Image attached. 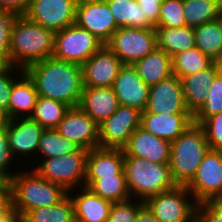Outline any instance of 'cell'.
<instances>
[{"instance_id":"1","label":"cell","mask_w":222,"mask_h":222,"mask_svg":"<svg viewBox=\"0 0 222 222\" xmlns=\"http://www.w3.org/2000/svg\"><path fill=\"white\" fill-rule=\"evenodd\" d=\"M25 72L33 80L38 96L78 107L83 91L82 66L54 56L29 65Z\"/></svg>"},{"instance_id":"2","label":"cell","mask_w":222,"mask_h":222,"mask_svg":"<svg viewBox=\"0 0 222 222\" xmlns=\"http://www.w3.org/2000/svg\"><path fill=\"white\" fill-rule=\"evenodd\" d=\"M55 32L31 21L27 16H16L10 37V62L19 69L52 56ZM20 63V64H19Z\"/></svg>"},{"instance_id":"3","label":"cell","mask_w":222,"mask_h":222,"mask_svg":"<svg viewBox=\"0 0 222 222\" xmlns=\"http://www.w3.org/2000/svg\"><path fill=\"white\" fill-rule=\"evenodd\" d=\"M9 182L13 209L22 216L32 209L56 205L68 195L62 185L46 180L35 170L15 173Z\"/></svg>"},{"instance_id":"4","label":"cell","mask_w":222,"mask_h":222,"mask_svg":"<svg viewBox=\"0 0 222 222\" xmlns=\"http://www.w3.org/2000/svg\"><path fill=\"white\" fill-rule=\"evenodd\" d=\"M209 149L203 128L196 123H191L171 142L169 166L173 181L178 186H186L193 179Z\"/></svg>"},{"instance_id":"5","label":"cell","mask_w":222,"mask_h":222,"mask_svg":"<svg viewBox=\"0 0 222 222\" xmlns=\"http://www.w3.org/2000/svg\"><path fill=\"white\" fill-rule=\"evenodd\" d=\"M124 174L130 195L146 198L174 189L169 164L150 162L135 156H125Z\"/></svg>"},{"instance_id":"6","label":"cell","mask_w":222,"mask_h":222,"mask_svg":"<svg viewBox=\"0 0 222 222\" xmlns=\"http://www.w3.org/2000/svg\"><path fill=\"white\" fill-rule=\"evenodd\" d=\"M186 186H176L146 198L143 202L158 222H197L198 203L187 201Z\"/></svg>"},{"instance_id":"7","label":"cell","mask_w":222,"mask_h":222,"mask_svg":"<svg viewBox=\"0 0 222 222\" xmlns=\"http://www.w3.org/2000/svg\"><path fill=\"white\" fill-rule=\"evenodd\" d=\"M106 45L123 65H134L157 48L155 28H118Z\"/></svg>"},{"instance_id":"8","label":"cell","mask_w":222,"mask_h":222,"mask_svg":"<svg viewBox=\"0 0 222 222\" xmlns=\"http://www.w3.org/2000/svg\"><path fill=\"white\" fill-rule=\"evenodd\" d=\"M104 44L76 23L55 32V58L82 66Z\"/></svg>"},{"instance_id":"9","label":"cell","mask_w":222,"mask_h":222,"mask_svg":"<svg viewBox=\"0 0 222 222\" xmlns=\"http://www.w3.org/2000/svg\"><path fill=\"white\" fill-rule=\"evenodd\" d=\"M88 150L80 148L77 152L44 160L34 170L46 180L62 185L70 192L86 176Z\"/></svg>"},{"instance_id":"10","label":"cell","mask_w":222,"mask_h":222,"mask_svg":"<svg viewBox=\"0 0 222 222\" xmlns=\"http://www.w3.org/2000/svg\"><path fill=\"white\" fill-rule=\"evenodd\" d=\"M186 187L198 204L222 199V151L209 149Z\"/></svg>"},{"instance_id":"11","label":"cell","mask_w":222,"mask_h":222,"mask_svg":"<svg viewBox=\"0 0 222 222\" xmlns=\"http://www.w3.org/2000/svg\"><path fill=\"white\" fill-rule=\"evenodd\" d=\"M142 111L119 105L118 109L99 124L100 147L123 149L130 136L140 127Z\"/></svg>"},{"instance_id":"12","label":"cell","mask_w":222,"mask_h":222,"mask_svg":"<svg viewBox=\"0 0 222 222\" xmlns=\"http://www.w3.org/2000/svg\"><path fill=\"white\" fill-rule=\"evenodd\" d=\"M78 0H31L25 16L54 32L76 22Z\"/></svg>"},{"instance_id":"13","label":"cell","mask_w":222,"mask_h":222,"mask_svg":"<svg viewBox=\"0 0 222 222\" xmlns=\"http://www.w3.org/2000/svg\"><path fill=\"white\" fill-rule=\"evenodd\" d=\"M75 23L87 29L104 45L118 29L106 0H78Z\"/></svg>"},{"instance_id":"14","label":"cell","mask_w":222,"mask_h":222,"mask_svg":"<svg viewBox=\"0 0 222 222\" xmlns=\"http://www.w3.org/2000/svg\"><path fill=\"white\" fill-rule=\"evenodd\" d=\"M55 129L82 149L100 146L99 125L79 106L69 108Z\"/></svg>"},{"instance_id":"15","label":"cell","mask_w":222,"mask_h":222,"mask_svg":"<svg viewBox=\"0 0 222 222\" xmlns=\"http://www.w3.org/2000/svg\"><path fill=\"white\" fill-rule=\"evenodd\" d=\"M145 111L167 115L190 113L185 104L181 79L173 74L169 78L151 85Z\"/></svg>"},{"instance_id":"16","label":"cell","mask_w":222,"mask_h":222,"mask_svg":"<svg viewBox=\"0 0 222 222\" xmlns=\"http://www.w3.org/2000/svg\"><path fill=\"white\" fill-rule=\"evenodd\" d=\"M123 149L96 147L88 150L86 159V176L84 185L81 187L89 188L96 180L125 176L124 174Z\"/></svg>"},{"instance_id":"17","label":"cell","mask_w":222,"mask_h":222,"mask_svg":"<svg viewBox=\"0 0 222 222\" xmlns=\"http://www.w3.org/2000/svg\"><path fill=\"white\" fill-rule=\"evenodd\" d=\"M120 59L103 45L83 65V84L91 87H112L119 70Z\"/></svg>"},{"instance_id":"18","label":"cell","mask_w":222,"mask_h":222,"mask_svg":"<svg viewBox=\"0 0 222 222\" xmlns=\"http://www.w3.org/2000/svg\"><path fill=\"white\" fill-rule=\"evenodd\" d=\"M112 88L118 98L119 105L145 111L150 86L142 80L133 65L121 67Z\"/></svg>"},{"instance_id":"19","label":"cell","mask_w":222,"mask_h":222,"mask_svg":"<svg viewBox=\"0 0 222 222\" xmlns=\"http://www.w3.org/2000/svg\"><path fill=\"white\" fill-rule=\"evenodd\" d=\"M123 151L125 156H135L150 162L169 164L171 142L154 136L140 126L130 136Z\"/></svg>"},{"instance_id":"20","label":"cell","mask_w":222,"mask_h":222,"mask_svg":"<svg viewBox=\"0 0 222 222\" xmlns=\"http://www.w3.org/2000/svg\"><path fill=\"white\" fill-rule=\"evenodd\" d=\"M44 129L30 117L10 119L5 127V140L10 147L12 156L17 153L25 155L31 154L34 150L38 151L39 139Z\"/></svg>"},{"instance_id":"21","label":"cell","mask_w":222,"mask_h":222,"mask_svg":"<svg viewBox=\"0 0 222 222\" xmlns=\"http://www.w3.org/2000/svg\"><path fill=\"white\" fill-rule=\"evenodd\" d=\"M193 123L191 113H149L142 112L140 126L154 136L169 142L175 141Z\"/></svg>"},{"instance_id":"22","label":"cell","mask_w":222,"mask_h":222,"mask_svg":"<svg viewBox=\"0 0 222 222\" xmlns=\"http://www.w3.org/2000/svg\"><path fill=\"white\" fill-rule=\"evenodd\" d=\"M222 70V63L214 62L209 68L181 78L187 109L194 115L207 99L209 86Z\"/></svg>"},{"instance_id":"23","label":"cell","mask_w":222,"mask_h":222,"mask_svg":"<svg viewBox=\"0 0 222 222\" xmlns=\"http://www.w3.org/2000/svg\"><path fill=\"white\" fill-rule=\"evenodd\" d=\"M79 107L99 125L118 109L119 102L112 87L84 86Z\"/></svg>"},{"instance_id":"24","label":"cell","mask_w":222,"mask_h":222,"mask_svg":"<svg viewBox=\"0 0 222 222\" xmlns=\"http://www.w3.org/2000/svg\"><path fill=\"white\" fill-rule=\"evenodd\" d=\"M20 70H22V72L20 71L21 80L18 79L19 81L17 80L13 84L8 103L9 120L18 118L20 114L22 116L24 112L23 117H30L33 114L35 104L39 97L33 80L24 69L21 68Z\"/></svg>"},{"instance_id":"25","label":"cell","mask_w":222,"mask_h":222,"mask_svg":"<svg viewBox=\"0 0 222 222\" xmlns=\"http://www.w3.org/2000/svg\"><path fill=\"white\" fill-rule=\"evenodd\" d=\"M82 192L72 197L74 203L75 222H106L112 202L94 194L84 187Z\"/></svg>"},{"instance_id":"26","label":"cell","mask_w":222,"mask_h":222,"mask_svg":"<svg viewBox=\"0 0 222 222\" xmlns=\"http://www.w3.org/2000/svg\"><path fill=\"white\" fill-rule=\"evenodd\" d=\"M142 80L149 86L169 78L172 73L171 56L156 48L133 65Z\"/></svg>"},{"instance_id":"27","label":"cell","mask_w":222,"mask_h":222,"mask_svg":"<svg viewBox=\"0 0 222 222\" xmlns=\"http://www.w3.org/2000/svg\"><path fill=\"white\" fill-rule=\"evenodd\" d=\"M157 48L171 57L196 46L193 27H155Z\"/></svg>"},{"instance_id":"28","label":"cell","mask_w":222,"mask_h":222,"mask_svg":"<svg viewBox=\"0 0 222 222\" xmlns=\"http://www.w3.org/2000/svg\"><path fill=\"white\" fill-rule=\"evenodd\" d=\"M196 47L215 62L222 63V18L194 27Z\"/></svg>"},{"instance_id":"29","label":"cell","mask_w":222,"mask_h":222,"mask_svg":"<svg viewBox=\"0 0 222 222\" xmlns=\"http://www.w3.org/2000/svg\"><path fill=\"white\" fill-rule=\"evenodd\" d=\"M118 28H154L135 0H106Z\"/></svg>"},{"instance_id":"30","label":"cell","mask_w":222,"mask_h":222,"mask_svg":"<svg viewBox=\"0 0 222 222\" xmlns=\"http://www.w3.org/2000/svg\"><path fill=\"white\" fill-rule=\"evenodd\" d=\"M186 26L197 27L221 17V0H183Z\"/></svg>"},{"instance_id":"31","label":"cell","mask_w":222,"mask_h":222,"mask_svg":"<svg viewBox=\"0 0 222 222\" xmlns=\"http://www.w3.org/2000/svg\"><path fill=\"white\" fill-rule=\"evenodd\" d=\"M23 219L26 222H75L73 200L68 194L56 205L28 211Z\"/></svg>"},{"instance_id":"32","label":"cell","mask_w":222,"mask_h":222,"mask_svg":"<svg viewBox=\"0 0 222 222\" xmlns=\"http://www.w3.org/2000/svg\"><path fill=\"white\" fill-rule=\"evenodd\" d=\"M172 73L180 79L183 76L209 68L215 61L203 54L196 46L171 57Z\"/></svg>"},{"instance_id":"33","label":"cell","mask_w":222,"mask_h":222,"mask_svg":"<svg viewBox=\"0 0 222 222\" xmlns=\"http://www.w3.org/2000/svg\"><path fill=\"white\" fill-rule=\"evenodd\" d=\"M69 108L62 102L39 96L30 118L45 129L56 128Z\"/></svg>"},{"instance_id":"34","label":"cell","mask_w":222,"mask_h":222,"mask_svg":"<svg viewBox=\"0 0 222 222\" xmlns=\"http://www.w3.org/2000/svg\"><path fill=\"white\" fill-rule=\"evenodd\" d=\"M80 147L63 137L55 128L44 129L39 139L38 152L47 159L75 153Z\"/></svg>"},{"instance_id":"35","label":"cell","mask_w":222,"mask_h":222,"mask_svg":"<svg viewBox=\"0 0 222 222\" xmlns=\"http://www.w3.org/2000/svg\"><path fill=\"white\" fill-rule=\"evenodd\" d=\"M88 189L112 203L130 200L125 176H114L96 180Z\"/></svg>"},{"instance_id":"36","label":"cell","mask_w":222,"mask_h":222,"mask_svg":"<svg viewBox=\"0 0 222 222\" xmlns=\"http://www.w3.org/2000/svg\"><path fill=\"white\" fill-rule=\"evenodd\" d=\"M222 111V70L216 75L209 86L207 99L193 115V123L201 124L205 119Z\"/></svg>"},{"instance_id":"37","label":"cell","mask_w":222,"mask_h":222,"mask_svg":"<svg viewBox=\"0 0 222 222\" xmlns=\"http://www.w3.org/2000/svg\"><path fill=\"white\" fill-rule=\"evenodd\" d=\"M186 26L183 13V0H164L160 6L159 19L156 27Z\"/></svg>"},{"instance_id":"38","label":"cell","mask_w":222,"mask_h":222,"mask_svg":"<svg viewBox=\"0 0 222 222\" xmlns=\"http://www.w3.org/2000/svg\"><path fill=\"white\" fill-rule=\"evenodd\" d=\"M200 126L203 128L209 148L222 151V111L205 119Z\"/></svg>"},{"instance_id":"39","label":"cell","mask_w":222,"mask_h":222,"mask_svg":"<svg viewBox=\"0 0 222 222\" xmlns=\"http://www.w3.org/2000/svg\"><path fill=\"white\" fill-rule=\"evenodd\" d=\"M139 201L137 204L129 200L112 203L106 222H135L138 209L144 204L142 200Z\"/></svg>"},{"instance_id":"40","label":"cell","mask_w":222,"mask_h":222,"mask_svg":"<svg viewBox=\"0 0 222 222\" xmlns=\"http://www.w3.org/2000/svg\"><path fill=\"white\" fill-rule=\"evenodd\" d=\"M17 15L9 11L0 10V56L10 61L11 28Z\"/></svg>"},{"instance_id":"41","label":"cell","mask_w":222,"mask_h":222,"mask_svg":"<svg viewBox=\"0 0 222 222\" xmlns=\"http://www.w3.org/2000/svg\"><path fill=\"white\" fill-rule=\"evenodd\" d=\"M197 222H222V199L199 203L197 206Z\"/></svg>"},{"instance_id":"42","label":"cell","mask_w":222,"mask_h":222,"mask_svg":"<svg viewBox=\"0 0 222 222\" xmlns=\"http://www.w3.org/2000/svg\"><path fill=\"white\" fill-rule=\"evenodd\" d=\"M15 66L11 65L4 73L0 74V107L6 111L8 116V103L13 84L17 81L13 79L11 72ZM10 74V75H9Z\"/></svg>"},{"instance_id":"43","label":"cell","mask_w":222,"mask_h":222,"mask_svg":"<svg viewBox=\"0 0 222 222\" xmlns=\"http://www.w3.org/2000/svg\"><path fill=\"white\" fill-rule=\"evenodd\" d=\"M138 2L143 15L147 21L155 28L158 23L160 6L164 0H135Z\"/></svg>"},{"instance_id":"44","label":"cell","mask_w":222,"mask_h":222,"mask_svg":"<svg viewBox=\"0 0 222 222\" xmlns=\"http://www.w3.org/2000/svg\"><path fill=\"white\" fill-rule=\"evenodd\" d=\"M13 210V194L9 181L0 186V220Z\"/></svg>"},{"instance_id":"45","label":"cell","mask_w":222,"mask_h":222,"mask_svg":"<svg viewBox=\"0 0 222 222\" xmlns=\"http://www.w3.org/2000/svg\"><path fill=\"white\" fill-rule=\"evenodd\" d=\"M12 153L10 150V147L8 146L7 141L5 140L0 144V175L6 180L10 181L11 178L14 176L13 173L7 172V169H9V164L12 158ZM8 167V168H7Z\"/></svg>"},{"instance_id":"46","label":"cell","mask_w":222,"mask_h":222,"mask_svg":"<svg viewBox=\"0 0 222 222\" xmlns=\"http://www.w3.org/2000/svg\"><path fill=\"white\" fill-rule=\"evenodd\" d=\"M31 0H0V10L9 11L17 16L25 15Z\"/></svg>"},{"instance_id":"47","label":"cell","mask_w":222,"mask_h":222,"mask_svg":"<svg viewBox=\"0 0 222 222\" xmlns=\"http://www.w3.org/2000/svg\"><path fill=\"white\" fill-rule=\"evenodd\" d=\"M135 222H158L151 211L147 208L145 204H143L139 209L137 216L135 218Z\"/></svg>"},{"instance_id":"48","label":"cell","mask_w":222,"mask_h":222,"mask_svg":"<svg viewBox=\"0 0 222 222\" xmlns=\"http://www.w3.org/2000/svg\"><path fill=\"white\" fill-rule=\"evenodd\" d=\"M23 216L13 209L7 216L0 220V222H19Z\"/></svg>"},{"instance_id":"49","label":"cell","mask_w":222,"mask_h":222,"mask_svg":"<svg viewBox=\"0 0 222 222\" xmlns=\"http://www.w3.org/2000/svg\"><path fill=\"white\" fill-rule=\"evenodd\" d=\"M11 65V62L5 56H0V74L4 73Z\"/></svg>"},{"instance_id":"50","label":"cell","mask_w":222,"mask_h":222,"mask_svg":"<svg viewBox=\"0 0 222 222\" xmlns=\"http://www.w3.org/2000/svg\"><path fill=\"white\" fill-rule=\"evenodd\" d=\"M9 118L6 111L0 107V126H7Z\"/></svg>"},{"instance_id":"51","label":"cell","mask_w":222,"mask_h":222,"mask_svg":"<svg viewBox=\"0 0 222 222\" xmlns=\"http://www.w3.org/2000/svg\"><path fill=\"white\" fill-rule=\"evenodd\" d=\"M5 127L0 126V144L5 141Z\"/></svg>"},{"instance_id":"52","label":"cell","mask_w":222,"mask_h":222,"mask_svg":"<svg viewBox=\"0 0 222 222\" xmlns=\"http://www.w3.org/2000/svg\"><path fill=\"white\" fill-rule=\"evenodd\" d=\"M6 180L0 175V186H2Z\"/></svg>"},{"instance_id":"53","label":"cell","mask_w":222,"mask_h":222,"mask_svg":"<svg viewBox=\"0 0 222 222\" xmlns=\"http://www.w3.org/2000/svg\"><path fill=\"white\" fill-rule=\"evenodd\" d=\"M221 18H222V0H221Z\"/></svg>"},{"instance_id":"54","label":"cell","mask_w":222,"mask_h":222,"mask_svg":"<svg viewBox=\"0 0 222 222\" xmlns=\"http://www.w3.org/2000/svg\"><path fill=\"white\" fill-rule=\"evenodd\" d=\"M19 222H26L23 218Z\"/></svg>"}]
</instances>
